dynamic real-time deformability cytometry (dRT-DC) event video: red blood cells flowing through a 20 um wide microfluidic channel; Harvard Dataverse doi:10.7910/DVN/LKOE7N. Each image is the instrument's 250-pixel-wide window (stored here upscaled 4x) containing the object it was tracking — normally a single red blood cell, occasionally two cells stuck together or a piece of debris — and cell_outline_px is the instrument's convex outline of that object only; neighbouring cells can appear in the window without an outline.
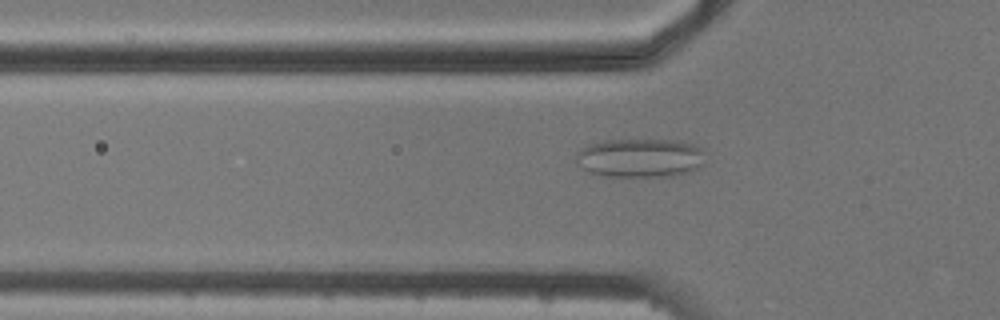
{"species": "common noctule bat (a hibernating species)", "species_latin": "Nyctalus noctula", "temperature_condition": "cold", "stored_images_in_passage": 7, "camera_frame_rate_fps": 3000, "um_per_image_px": 0.085, "animal": {"sex": "male", "body_mass_g": 20.5, "forearm_length_mm": 52.5}, "frame": {"image": 1, "passage_image": 7, "time_ms": 7.0, "image_size_px": [1000, 320], "cell_outline_px": [[704, 164], [696, 168], [672, 176], [604, 176], [588, 172], [576, 164], [576, 152], [580, 148], [588, 144], [604, 140], [680, 140], [704, 148]], "centroid_in_image_um": [54.38, 13.41], "position_along_channel_um": 71.4, "area_um2": 29.54}}